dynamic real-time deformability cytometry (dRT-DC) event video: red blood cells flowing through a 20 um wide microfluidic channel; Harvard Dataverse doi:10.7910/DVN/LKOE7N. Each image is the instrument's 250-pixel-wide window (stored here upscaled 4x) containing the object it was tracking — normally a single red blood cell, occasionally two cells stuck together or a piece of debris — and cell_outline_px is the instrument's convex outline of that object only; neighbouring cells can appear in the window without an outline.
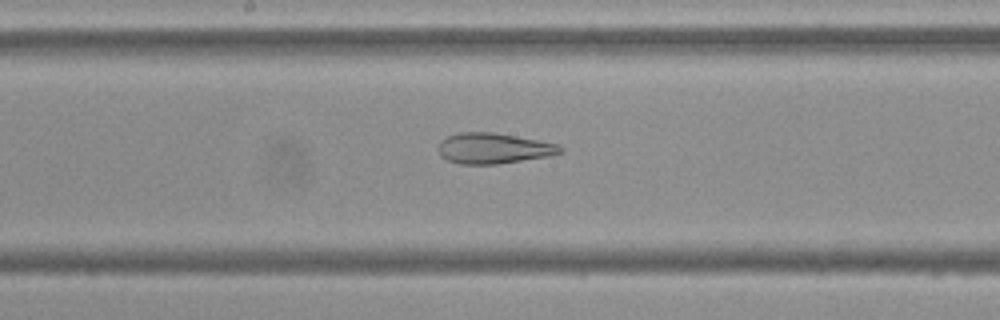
{"species": "Egyptian fruit bat (a non-hibernating species)", "species_latin": "Rousettus aegyptiacus", "temperature_condition": "cold", "stored_images_in_passage": 54, "camera_frame_rate_fps": 3000, "um_per_image_px": 0.085, "frame": {"image": 1, "passage_image": 28, "time_ms": 9.0, "image_size_px": [1000, 320], "cell_outline_px": [[564, 152], [552, 156], [496, 164], [460, 164], [448, 160], [440, 156], [436, 148], [440, 140], [448, 136], [460, 132], [492, 132], [516, 136], [556, 144], [564, 148]], "centroid_in_image_um": [41.93, 12.61], "position_along_channel_um": 206.3, "area_um2": 21.91}}
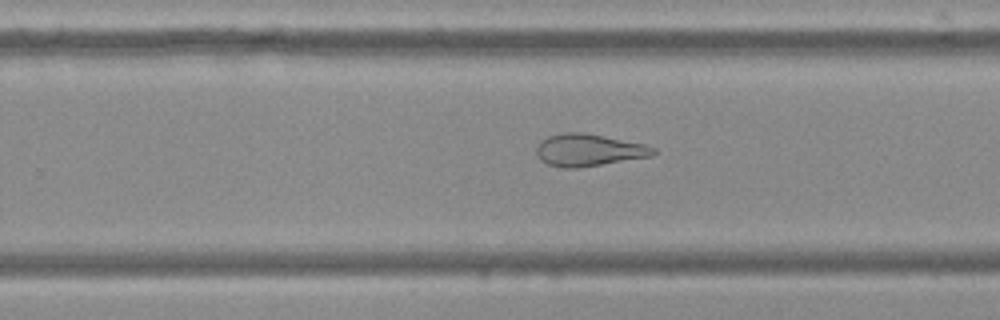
{"frame": {"image": 2, "passage_image": 34, "time_ms": 11.0, "image_size_px": [1000, 320], "cell_outline_px": [[656, 152], [652, 156], [580, 168], [564, 168], [548, 164], [540, 160], [536, 152], [536, 148], [540, 140], [548, 136], [564, 132], [584, 132], [644, 144], [656, 148]], "centroid_in_image_um": [50.02, 12.76], "position_along_channel_um": 279.8, "area_um2": 22.02}}
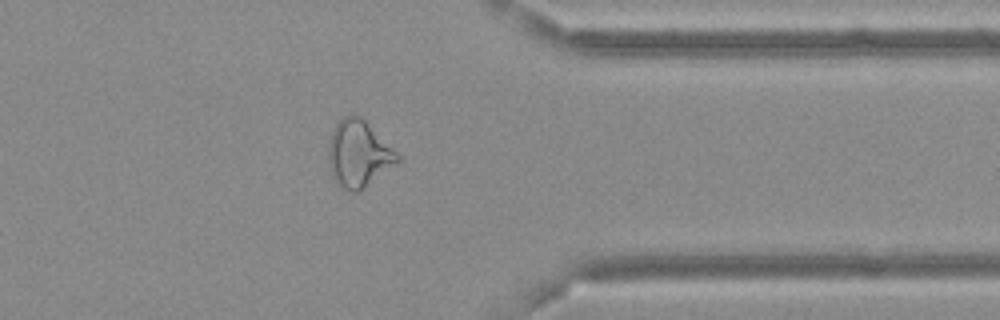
{"frame": {"image": 3, "passage_image": 43, "time_ms": 14.0, "image_size_px": [1000, 320], "cell_outline_px": [[400, 160], [396, 164], [360, 192], [352, 192], [340, 188], [336, 184], [332, 176], [328, 160], [328, 144], [332, 132], [336, 124], [344, 116], [360, 116], [400, 156]], "centroid_in_image_um": [30.45, 13.13], "position_along_channel_um": 380.9, "area_um2": 26.65}, "authors_computed_cell_mechanics": {"area_um2": 27.8018, "velocity_mm_per_s": 3.6804, "shape_relaxation_time_tau1_ms": null, "shape_relaxation_time_tau2_ms": 2.7507, "deformation_change_tau1": null, "deformation_change_tau2": 0.1116}}